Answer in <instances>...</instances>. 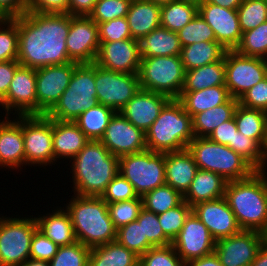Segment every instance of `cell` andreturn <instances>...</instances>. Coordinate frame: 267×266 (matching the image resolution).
I'll list each match as a JSON object with an SVG mask.
<instances>
[{
  "label": "cell",
  "mask_w": 267,
  "mask_h": 266,
  "mask_svg": "<svg viewBox=\"0 0 267 266\" xmlns=\"http://www.w3.org/2000/svg\"><path fill=\"white\" fill-rule=\"evenodd\" d=\"M238 104L267 112V77L245 92L238 99Z\"/></svg>",
  "instance_id": "obj_55"
},
{
  "label": "cell",
  "mask_w": 267,
  "mask_h": 266,
  "mask_svg": "<svg viewBox=\"0 0 267 266\" xmlns=\"http://www.w3.org/2000/svg\"><path fill=\"white\" fill-rule=\"evenodd\" d=\"M203 2H208L227 9H238L243 0H204Z\"/></svg>",
  "instance_id": "obj_63"
},
{
  "label": "cell",
  "mask_w": 267,
  "mask_h": 266,
  "mask_svg": "<svg viewBox=\"0 0 267 266\" xmlns=\"http://www.w3.org/2000/svg\"><path fill=\"white\" fill-rule=\"evenodd\" d=\"M235 51L243 56L267 60V21L242 33L241 41Z\"/></svg>",
  "instance_id": "obj_40"
},
{
  "label": "cell",
  "mask_w": 267,
  "mask_h": 266,
  "mask_svg": "<svg viewBox=\"0 0 267 266\" xmlns=\"http://www.w3.org/2000/svg\"><path fill=\"white\" fill-rule=\"evenodd\" d=\"M28 0H0V12L6 18H14L27 12Z\"/></svg>",
  "instance_id": "obj_59"
},
{
  "label": "cell",
  "mask_w": 267,
  "mask_h": 266,
  "mask_svg": "<svg viewBox=\"0 0 267 266\" xmlns=\"http://www.w3.org/2000/svg\"><path fill=\"white\" fill-rule=\"evenodd\" d=\"M138 78L140 89L178 99L185 78L180 55L141 58Z\"/></svg>",
  "instance_id": "obj_8"
},
{
  "label": "cell",
  "mask_w": 267,
  "mask_h": 266,
  "mask_svg": "<svg viewBox=\"0 0 267 266\" xmlns=\"http://www.w3.org/2000/svg\"><path fill=\"white\" fill-rule=\"evenodd\" d=\"M21 266H50L48 261L34 260L29 258Z\"/></svg>",
  "instance_id": "obj_65"
},
{
  "label": "cell",
  "mask_w": 267,
  "mask_h": 266,
  "mask_svg": "<svg viewBox=\"0 0 267 266\" xmlns=\"http://www.w3.org/2000/svg\"><path fill=\"white\" fill-rule=\"evenodd\" d=\"M6 17L0 12V23L3 22Z\"/></svg>",
  "instance_id": "obj_68"
},
{
  "label": "cell",
  "mask_w": 267,
  "mask_h": 266,
  "mask_svg": "<svg viewBox=\"0 0 267 266\" xmlns=\"http://www.w3.org/2000/svg\"><path fill=\"white\" fill-rule=\"evenodd\" d=\"M140 57L176 56L181 53V43L177 32L162 26L139 40Z\"/></svg>",
  "instance_id": "obj_30"
},
{
  "label": "cell",
  "mask_w": 267,
  "mask_h": 266,
  "mask_svg": "<svg viewBox=\"0 0 267 266\" xmlns=\"http://www.w3.org/2000/svg\"><path fill=\"white\" fill-rule=\"evenodd\" d=\"M231 98L225 85L213 86L193 92H181L178 100L193 118L196 114L226 103Z\"/></svg>",
  "instance_id": "obj_31"
},
{
  "label": "cell",
  "mask_w": 267,
  "mask_h": 266,
  "mask_svg": "<svg viewBox=\"0 0 267 266\" xmlns=\"http://www.w3.org/2000/svg\"><path fill=\"white\" fill-rule=\"evenodd\" d=\"M192 211L208 228L215 241L228 238L242 231L224 197L200 202L192 207Z\"/></svg>",
  "instance_id": "obj_22"
},
{
  "label": "cell",
  "mask_w": 267,
  "mask_h": 266,
  "mask_svg": "<svg viewBox=\"0 0 267 266\" xmlns=\"http://www.w3.org/2000/svg\"><path fill=\"white\" fill-rule=\"evenodd\" d=\"M141 198L143 208L157 215L178 206L183 201V196L166 184L151 190Z\"/></svg>",
  "instance_id": "obj_39"
},
{
  "label": "cell",
  "mask_w": 267,
  "mask_h": 266,
  "mask_svg": "<svg viewBox=\"0 0 267 266\" xmlns=\"http://www.w3.org/2000/svg\"><path fill=\"white\" fill-rule=\"evenodd\" d=\"M30 217H0V266H21L30 258L31 240L38 229L35 217Z\"/></svg>",
  "instance_id": "obj_10"
},
{
  "label": "cell",
  "mask_w": 267,
  "mask_h": 266,
  "mask_svg": "<svg viewBox=\"0 0 267 266\" xmlns=\"http://www.w3.org/2000/svg\"><path fill=\"white\" fill-rule=\"evenodd\" d=\"M77 62L36 69L37 115H46L67 89Z\"/></svg>",
  "instance_id": "obj_14"
},
{
  "label": "cell",
  "mask_w": 267,
  "mask_h": 266,
  "mask_svg": "<svg viewBox=\"0 0 267 266\" xmlns=\"http://www.w3.org/2000/svg\"><path fill=\"white\" fill-rule=\"evenodd\" d=\"M198 14L213 29L216 42L226 50H235L242 38L237 9L202 2L198 6Z\"/></svg>",
  "instance_id": "obj_21"
},
{
  "label": "cell",
  "mask_w": 267,
  "mask_h": 266,
  "mask_svg": "<svg viewBox=\"0 0 267 266\" xmlns=\"http://www.w3.org/2000/svg\"><path fill=\"white\" fill-rule=\"evenodd\" d=\"M186 266H223L220 263L218 256L213 252L212 254L203 256L201 258L193 259L186 263Z\"/></svg>",
  "instance_id": "obj_61"
},
{
  "label": "cell",
  "mask_w": 267,
  "mask_h": 266,
  "mask_svg": "<svg viewBox=\"0 0 267 266\" xmlns=\"http://www.w3.org/2000/svg\"><path fill=\"white\" fill-rule=\"evenodd\" d=\"M149 1L154 2V3L161 6V5L167 4V3L171 2V1H175V0H149Z\"/></svg>",
  "instance_id": "obj_67"
},
{
  "label": "cell",
  "mask_w": 267,
  "mask_h": 266,
  "mask_svg": "<svg viewBox=\"0 0 267 266\" xmlns=\"http://www.w3.org/2000/svg\"><path fill=\"white\" fill-rule=\"evenodd\" d=\"M140 61L139 40L129 38L100 42L94 63L111 71L138 74Z\"/></svg>",
  "instance_id": "obj_20"
},
{
  "label": "cell",
  "mask_w": 267,
  "mask_h": 266,
  "mask_svg": "<svg viewBox=\"0 0 267 266\" xmlns=\"http://www.w3.org/2000/svg\"><path fill=\"white\" fill-rule=\"evenodd\" d=\"M264 237L257 231L242 230L217 240L214 252L223 266H251Z\"/></svg>",
  "instance_id": "obj_19"
},
{
  "label": "cell",
  "mask_w": 267,
  "mask_h": 266,
  "mask_svg": "<svg viewBox=\"0 0 267 266\" xmlns=\"http://www.w3.org/2000/svg\"><path fill=\"white\" fill-rule=\"evenodd\" d=\"M198 14V7L183 1H171L161 5V26L178 32Z\"/></svg>",
  "instance_id": "obj_38"
},
{
  "label": "cell",
  "mask_w": 267,
  "mask_h": 266,
  "mask_svg": "<svg viewBox=\"0 0 267 266\" xmlns=\"http://www.w3.org/2000/svg\"><path fill=\"white\" fill-rule=\"evenodd\" d=\"M198 166L188 149L165 153V182L182 196L190 188Z\"/></svg>",
  "instance_id": "obj_26"
},
{
  "label": "cell",
  "mask_w": 267,
  "mask_h": 266,
  "mask_svg": "<svg viewBox=\"0 0 267 266\" xmlns=\"http://www.w3.org/2000/svg\"><path fill=\"white\" fill-rule=\"evenodd\" d=\"M18 59L30 68L70 63L66 38L70 14H42L27 11L17 17Z\"/></svg>",
  "instance_id": "obj_1"
},
{
  "label": "cell",
  "mask_w": 267,
  "mask_h": 266,
  "mask_svg": "<svg viewBox=\"0 0 267 266\" xmlns=\"http://www.w3.org/2000/svg\"><path fill=\"white\" fill-rule=\"evenodd\" d=\"M67 204L65 210L78 242L91 249L116 241L117 229L110 218L107 203L101 197L74 194Z\"/></svg>",
  "instance_id": "obj_4"
},
{
  "label": "cell",
  "mask_w": 267,
  "mask_h": 266,
  "mask_svg": "<svg viewBox=\"0 0 267 266\" xmlns=\"http://www.w3.org/2000/svg\"><path fill=\"white\" fill-rule=\"evenodd\" d=\"M98 104L95 63L78 64L59 101L46 114L50 119L74 122L84 111Z\"/></svg>",
  "instance_id": "obj_7"
},
{
  "label": "cell",
  "mask_w": 267,
  "mask_h": 266,
  "mask_svg": "<svg viewBox=\"0 0 267 266\" xmlns=\"http://www.w3.org/2000/svg\"><path fill=\"white\" fill-rule=\"evenodd\" d=\"M25 166H52V119L47 115H22Z\"/></svg>",
  "instance_id": "obj_11"
},
{
  "label": "cell",
  "mask_w": 267,
  "mask_h": 266,
  "mask_svg": "<svg viewBox=\"0 0 267 266\" xmlns=\"http://www.w3.org/2000/svg\"><path fill=\"white\" fill-rule=\"evenodd\" d=\"M137 222H142L143 239H147L154 247L167 246L171 240L164 234L158 215L144 208L141 209Z\"/></svg>",
  "instance_id": "obj_50"
},
{
  "label": "cell",
  "mask_w": 267,
  "mask_h": 266,
  "mask_svg": "<svg viewBox=\"0 0 267 266\" xmlns=\"http://www.w3.org/2000/svg\"><path fill=\"white\" fill-rule=\"evenodd\" d=\"M219 85H225L224 57L212 64L185 71L181 92L199 91Z\"/></svg>",
  "instance_id": "obj_34"
},
{
  "label": "cell",
  "mask_w": 267,
  "mask_h": 266,
  "mask_svg": "<svg viewBox=\"0 0 267 266\" xmlns=\"http://www.w3.org/2000/svg\"><path fill=\"white\" fill-rule=\"evenodd\" d=\"M18 59L17 17L0 23V62Z\"/></svg>",
  "instance_id": "obj_43"
},
{
  "label": "cell",
  "mask_w": 267,
  "mask_h": 266,
  "mask_svg": "<svg viewBox=\"0 0 267 266\" xmlns=\"http://www.w3.org/2000/svg\"><path fill=\"white\" fill-rule=\"evenodd\" d=\"M267 175V132L264 144L262 146V160L260 167L256 170Z\"/></svg>",
  "instance_id": "obj_64"
},
{
  "label": "cell",
  "mask_w": 267,
  "mask_h": 266,
  "mask_svg": "<svg viewBox=\"0 0 267 266\" xmlns=\"http://www.w3.org/2000/svg\"><path fill=\"white\" fill-rule=\"evenodd\" d=\"M119 173L132 185L139 197L163 186L165 182V153L151 150L119 157Z\"/></svg>",
  "instance_id": "obj_9"
},
{
  "label": "cell",
  "mask_w": 267,
  "mask_h": 266,
  "mask_svg": "<svg viewBox=\"0 0 267 266\" xmlns=\"http://www.w3.org/2000/svg\"><path fill=\"white\" fill-rule=\"evenodd\" d=\"M191 212L192 207L183 200L178 206L158 215L161 228L171 241L181 231L186 218Z\"/></svg>",
  "instance_id": "obj_45"
},
{
  "label": "cell",
  "mask_w": 267,
  "mask_h": 266,
  "mask_svg": "<svg viewBox=\"0 0 267 266\" xmlns=\"http://www.w3.org/2000/svg\"><path fill=\"white\" fill-rule=\"evenodd\" d=\"M238 132L254 139L261 147L267 132V112L238 104L234 112Z\"/></svg>",
  "instance_id": "obj_36"
},
{
  "label": "cell",
  "mask_w": 267,
  "mask_h": 266,
  "mask_svg": "<svg viewBox=\"0 0 267 266\" xmlns=\"http://www.w3.org/2000/svg\"><path fill=\"white\" fill-rule=\"evenodd\" d=\"M14 118L13 121L8 116L0 119V167L12 170L20 167L21 170L25 165L22 115Z\"/></svg>",
  "instance_id": "obj_24"
},
{
  "label": "cell",
  "mask_w": 267,
  "mask_h": 266,
  "mask_svg": "<svg viewBox=\"0 0 267 266\" xmlns=\"http://www.w3.org/2000/svg\"><path fill=\"white\" fill-rule=\"evenodd\" d=\"M139 266H186L174 247L156 246L139 257Z\"/></svg>",
  "instance_id": "obj_48"
},
{
  "label": "cell",
  "mask_w": 267,
  "mask_h": 266,
  "mask_svg": "<svg viewBox=\"0 0 267 266\" xmlns=\"http://www.w3.org/2000/svg\"><path fill=\"white\" fill-rule=\"evenodd\" d=\"M161 6L149 0L132 1L126 15L132 38L140 40L161 26Z\"/></svg>",
  "instance_id": "obj_27"
},
{
  "label": "cell",
  "mask_w": 267,
  "mask_h": 266,
  "mask_svg": "<svg viewBox=\"0 0 267 266\" xmlns=\"http://www.w3.org/2000/svg\"><path fill=\"white\" fill-rule=\"evenodd\" d=\"M242 33L267 21V0H243L237 9Z\"/></svg>",
  "instance_id": "obj_42"
},
{
  "label": "cell",
  "mask_w": 267,
  "mask_h": 266,
  "mask_svg": "<svg viewBox=\"0 0 267 266\" xmlns=\"http://www.w3.org/2000/svg\"><path fill=\"white\" fill-rule=\"evenodd\" d=\"M69 162L72 191L80 196L101 197L119 173V157L111 154L100 140H89Z\"/></svg>",
  "instance_id": "obj_2"
},
{
  "label": "cell",
  "mask_w": 267,
  "mask_h": 266,
  "mask_svg": "<svg viewBox=\"0 0 267 266\" xmlns=\"http://www.w3.org/2000/svg\"><path fill=\"white\" fill-rule=\"evenodd\" d=\"M131 0H97L89 17L97 24L125 17Z\"/></svg>",
  "instance_id": "obj_49"
},
{
  "label": "cell",
  "mask_w": 267,
  "mask_h": 266,
  "mask_svg": "<svg viewBox=\"0 0 267 266\" xmlns=\"http://www.w3.org/2000/svg\"><path fill=\"white\" fill-rule=\"evenodd\" d=\"M97 0H69L68 14L72 16H89Z\"/></svg>",
  "instance_id": "obj_60"
},
{
  "label": "cell",
  "mask_w": 267,
  "mask_h": 266,
  "mask_svg": "<svg viewBox=\"0 0 267 266\" xmlns=\"http://www.w3.org/2000/svg\"><path fill=\"white\" fill-rule=\"evenodd\" d=\"M226 49L216 41H204L183 46L180 57L185 71L220 61Z\"/></svg>",
  "instance_id": "obj_33"
},
{
  "label": "cell",
  "mask_w": 267,
  "mask_h": 266,
  "mask_svg": "<svg viewBox=\"0 0 267 266\" xmlns=\"http://www.w3.org/2000/svg\"><path fill=\"white\" fill-rule=\"evenodd\" d=\"M114 114L113 109L98 103L91 109L84 111L74 123L89 140H100Z\"/></svg>",
  "instance_id": "obj_37"
},
{
  "label": "cell",
  "mask_w": 267,
  "mask_h": 266,
  "mask_svg": "<svg viewBox=\"0 0 267 266\" xmlns=\"http://www.w3.org/2000/svg\"><path fill=\"white\" fill-rule=\"evenodd\" d=\"M66 46L72 61L94 63L100 46L98 24L89 16L70 15Z\"/></svg>",
  "instance_id": "obj_16"
},
{
  "label": "cell",
  "mask_w": 267,
  "mask_h": 266,
  "mask_svg": "<svg viewBox=\"0 0 267 266\" xmlns=\"http://www.w3.org/2000/svg\"><path fill=\"white\" fill-rule=\"evenodd\" d=\"M178 1H183L185 3H190V4H193V5L198 7L204 0H178Z\"/></svg>",
  "instance_id": "obj_66"
},
{
  "label": "cell",
  "mask_w": 267,
  "mask_h": 266,
  "mask_svg": "<svg viewBox=\"0 0 267 266\" xmlns=\"http://www.w3.org/2000/svg\"><path fill=\"white\" fill-rule=\"evenodd\" d=\"M147 149L158 153L187 149L194 139L192 117L178 99H170L146 131Z\"/></svg>",
  "instance_id": "obj_5"
},
{
  "label": "cell",
  "mask_w": 267,
  "mask_h": 266,
  "mask_svg": "<svg viewBox=\"0 0 267 266\" xmlns=\"http://www.w3.org/2000/svg\"><path fill=\"white\" fill-rule=\"evenodd\" d=\"M198 169L215 172L227 181L241 180L256 171L244 158L229 146L194 137L187 146Z\"/></svg>",
  "instance_id": "obj_6"
},
{
  "label": "cell",
  "mask_w": 267,
  "mask_h": 266,
  "mask_svg": "<svg viewBox=\"0 0 267 266\" xmlns=\"http://www.w3.org/2000/svg\"><path fill=\"white\" fill-rule=\"evenodd\" d=\"M0 106L5 109L4 117L13 111L12 115H37L36 69L22 65L17 68Z\"/></svg>",
  "instance_id": "obj_15"
},
{
  "label": "cell",
  "mask_w": 267,
  "mask_h": 266,
  "mask_svg": "<svg viewBox=\"0 0 267 266\" xmlns=\"http://www.w3.org/2000/svg\"><path fill=\"white\" fill-rule=\"evenodd\" d=\"M58 247L37 229L31 240L30 258L50 262L57 253Z\"/></svg>",
  "instance_id": "obj_54"
},
{
  "label": "cell",
  "mask_w": 267,
  "mask_h": 266,
  "mask_svg": "<svg viewBox=\"0 0 267 266\" xmlns=\"http://www.w3.org/2000/svg\"><path fill=\"white\" fill-rule=\"evenodd\" d=\"M88 266H139V256L113 241L91 248Z\"/></svg>",
  "instance_id": "obj_32"
},
{
  "label": "cell",
  "mask_w": 267,
  "mask_h": 266,
  "mask_svg": "<svg viewBox=\"0 0 267 266\" xmlns=\"http://www.w3.org/2000/svg\"><path fill=\"white\" fill-rule=\"evenodd\" d=\"M235 133H238L234 116L218 126L207 138L213 142L227 145L234 151Z\"/></svg>",
  "instance_id": "obj_56"
},
{
  "label": "cell",
  "mask_w": 267,
  "mask_h": 266,
  "mask_svg": "<svg viewBox=\"0 0 267 266\" xmlns=\"http://www.w3.org/2000/svg\"><path fill=\"white\" fill-rule=\"evenodd\" d=\"M169 100L166 95L140 89L119 112L146 133Z\"/></svg>",
  "instance_id": "obj_23"
},
{
  "label": "cell",
  "mask_w": 267,
  "mask_h": 266,
  "mask_svg": "<svg viewBox=\"0 0 267 266\" xmlns=\"http://www.w3.org/2000/svg\"><path fill=\"white\" fill-rule=\"evenodd\" d=\"M68 6L69 0H28L27 11L42 14H68Z\"/></svg>",
  "instance_id": "obj_57"
},
{
  "label": "cell",
  "mask_w": 267,
  "mask_h": 266,
  "mask_svg": "<svg viewBox=\"0 0 267 266\" xmlns=\"http://www.w3.org/2000/svg\"><path fill=\"white\" fill-rule=\"evenodd\" d=\"M227 180L215 172L198 169L183 200L191 207L224 197Z\"/></svg>",
  "instance_id": "obj_28"
},
{
  "label": "cell",
  "mask_w": 267,
  "mask_h": 266,
  "mask_svg": "<svg viewBox=\"0 0 267 266\" xmlns=\"http://www.w3.org/2000/svg\"><path fill=\"white\" fill-rule=\"evenodd\" d=\"M20 65L17 60L0 62V101L7 95L14 73Z\"/></svg>",
  "instance_id": "obj_58"
},
{
  "label": "cell",
  "mask_w": 267,
  "mask_h": 266,
  "mask_svg": "<svg viewBox=\"0 0 267 266\" xmlns=\"http://www.w3.org/2000/svg\"><path fill=\"white\" fill-rule=\"evenodd\" d=\"M225 86L232 98L239 99L251 87L267 77V60L227 50L224 55Z\"/></svg>",
  "instance_id": "obj_12"
},
{
  "label": "cell",
  "mask_w": 267,
  "mask_h": 266,
  "mask_svg": "<svg viewBox=\"0 0 267 266\" xmlns=\"http://www.w3.org/2000/svg\"><path fill=\"white\" fill-rule=\"evenodd\" d=\"M100 141L117 157L147 149L145 132L136 128L120 112L112 116Z\"/></svg>",
  "instance_id": "obj_18"
},
{
  "label": "cell",
  "mask_w": 267,
  "mask_h": 266,
  "mask_svg": "<svg viewBox=\"0 0 267 266\" xmlns=\"http://www.w3.org/2000/svg\"><path fill=\"white\" fill-rule=\"evenodd\" d=\"M133 185L120 173L108 184L101 198L106 203L128 201L137 198Z\"/></svg>",
  "instance_id": "obj_51"
},
{
  "label": "cell",
  "mask_w": 267,
  "mask_h": 266,
  "mask_svg": "<svg viewBox=\"0 0 267 266\" xmlns=\"http://www.w3.org/2000/svg\"><path fill=\"white\" fill-rule=\"evenodd\" d=\"M224 198L242 230L267 232V175L254 171L245 179L227 181Z\"/></svg>",
  "instance_id": "obj_3"
},
{
  "label": "cell",
  "mask_w": 267,
  "mask_h": 266,
  "mask_svg": "<svg viewBox=\"0 0 267 266\" xmlns=\"http://www.w3.org/2000/svg\"><path fill=\"white\" fill-rule=\"evenodd\" d=\"M52 139L53 165L56 164L58 159H72L89 141L74 122L55 119H52Z\"/></svg>",
  "instance_id": "obj_25"
},
{
  "label": "cell",
  "mask_w": 267,
  "mask_h": 266,
  "mask_svg": "<svg viewBox=\"0 0 267 266\" xmlns=\"http://www.w3.org/2000/svg\"><path fill=\"white\" fill-rule=\"evenodd\" d=\"M234 151L244 158L255 170L260 167L262 160V147L244 134L235 133Z\"/></svg>",
  "instance_id": "obj_52"
},
{
  "label": "cell",
  "mask_w": 267,
  "mask_h": 266,
  "mask_svg": "<svg viewBox=\"0 0 267 266\" xmlns=\"http://www.w3.org/2000/svg\"><path fill=\"white\" fill-rule=\"evenodd\" d=\"M116 241L139 257L154 247L147 239H143L142 222L137 221L119 227L116 232Z\"/></svg>",
  "instance_id": "obj_41"
},
{
  "label": "cell",
  "mask_w": 267,
  "mask_h": 266,
  "mask_svg": "<svg viewBox=\"0 0 267 266\" xmlns=\"http://www.w3.org/2000/svg\"><path fill=\"white\" fill-rule=\"evenodd\" d=\"M251 266H267V238H263L262 244Z\"/></svg>",
  "instance_id": "obj_62"
},
{
  "label": "cell",
  "mask_w": 267,
  "mask_h": 266,
  "mask_svg": "<svg viewBox=\"0 0 267 266\" xmlns=\"http://www.w3.org/2000/svg\"><path fill=\"white\" fill-rule=\"evenodd\" d=\"M238 100L230 98L226 103L196 114L192 118L195 137H208L218 126L234 116Z\"/></svg>",
  "instance_id": "obj_35"
},
{
  "label": "cell",
  "mask_w": 267,
  "mask_h": 266,
  "mask_svg": "<svg viewBox=\"0 0 267 266\" xmlns=\"http://www.w3.org/2000/svg\"><path fill=\"white\" fill-rule=\"evenodd\" d=\"M100 42H112L132 38L126 16L99 23Z\"/></svg>",
  "instance_id": "obj_53"
},
{
  "label": "cell",
  "mask_w": 267,
  "mask_h": 266,
  "mask_svg": "<svg viewBox=\"0 0 267 266\" xmlns=\"http://www.w3.org/2000/svg\"><path fill=\"white\" fill-rule=\"evenodd\" d=\"M177 35L182 47L197 42L216 41L213 29L199 14L179 30Z\"/></svg>",
  "instance_id": "obj_44"
},
{
  "label": "cell",
  "mask_w": 267,
  "mask_h": 266,
  "mask_svg": "<svg viewBox=\"0 0 267 266\" xmlns=\"http://www.w3.org/2000/svg\"><path fill=\"white\" fill-rule=\"evenodd\" d=\"M215 243L216 241L211 236L208 228L192 211L171 245L180 258L187 263L193 259L212 254Z\"/></svg>",
  "instance_id": "obj_17"
},
{
  "label": "cell",
  "mask_w": 267,
  "mask_h": 266,
  "mask_svg": "<svg viewBox=\"0 0 267 266\" xmlns=\"http://www.w3.org/2000/svg\"><path fill=\"white\" fill-rule=\"evenodd\" d=\"M110 218L116 229L130 222L136 221L142 206V198L137 197L128 201L107 203Z\"/></svg>",
  "instance_id": "obj_47"
},
{
  "label": "cell",
  "mask_w": 267,
  "mask_h": 266,
  "mask_svg": "<svg viewBox=\"0 0 267 266\" xmlns=\"http://www.w3.org/2000/svg\"><path fill=\"white\" fill-rule=\"evenodd\" d=\"M37 228L57 246H67L75 243L73 225L68 212L60 206L52 210V213L35 217Z\"/></svg>",
  "instance_id": "obj_29"
},
{
  "label": "cell",
  "mask_w": 267,
  "mask_h": 266,
  "mask_svg": "<svg viewBox=\"0 0 267 266\" xmlns=\"http://www.w3.org/2000/svg\"><path fill=\"white\" fill-rule=\"evenodd\" d=\"M98 103L119 112L140 90L138 74L105 69L95 64Z\"/></svg>",
  "instance_id": "obj_13"
},
{
  "label": "cell",
  "mask_w": 267,
  "mask_h": 266,
  "mask_svg": "<svg viewBox=\"0 0 267 266\" xmlns=\"http://www.w3.org/2000/svg\"><path fill=\"white\" fill-rule=\"evenodd\" d=\"M90 250L78 241L71 245L60 246L49 262L50 266H88Z\"/></svg>",
  "instance_id": "obj_46"
}]
</instances>
